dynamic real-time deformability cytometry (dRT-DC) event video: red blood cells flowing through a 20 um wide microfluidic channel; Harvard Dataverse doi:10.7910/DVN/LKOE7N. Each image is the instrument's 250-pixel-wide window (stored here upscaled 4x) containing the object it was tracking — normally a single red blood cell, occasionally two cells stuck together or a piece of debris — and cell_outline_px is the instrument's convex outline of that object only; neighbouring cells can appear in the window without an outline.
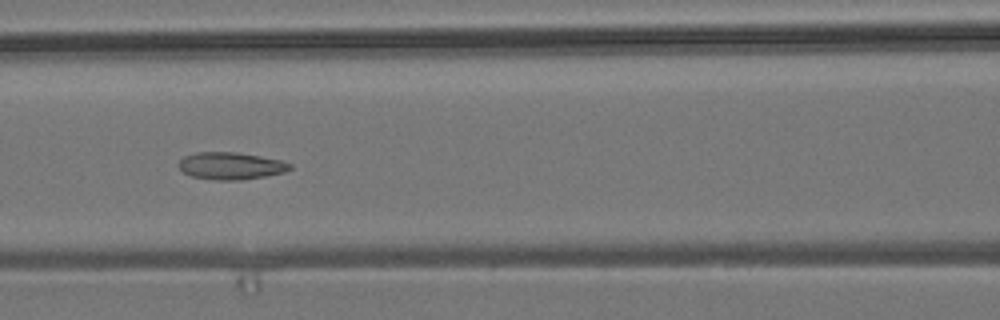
{"species": "common noctule bat (a hibernating species)", "species_latin": "Nyctalus noctula", "temperature_condition": "room temperature", "stored_images_in_passage": 6, "camera_frame_rate_fps": 3000, "um_per_image_px": 0.085, "animal": {"sex": "male", "body_mass_g": 19.2, "forearm_length_mm": 51.8}, "frame": {"image": 1, "passage_image": 5, "time_ms": 5.667, "image_size_px": [1000, 320], "cell_outline_px": [[292, 168], [284, 172], [264, 176], [240, 180], [216, 180], [192, 176], [184, 172], [176, 164], [184, 156], [196, 152], [236, 152], [260, 156], [280, 160], [292, 164]], "centroid_in_image_um": [19.6, 14.09], "position_along_channel_um": 147.0, "area_um2": 17.57}}
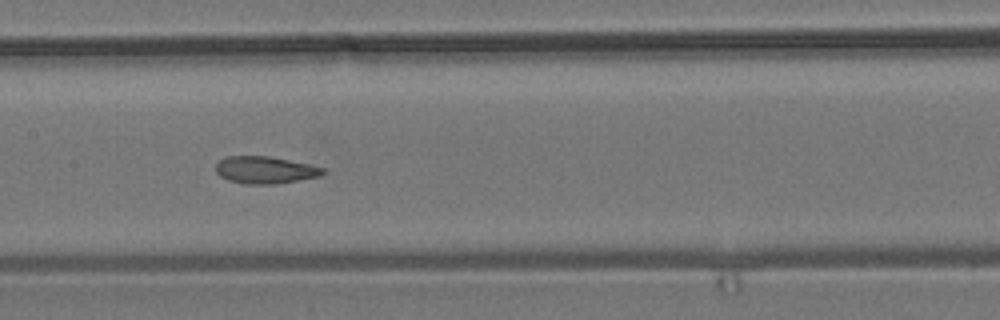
{"frame": {"image": 2, "passage_image": 6, "time_ms": 6.667, "image_size_px": [1000, 320], "cell_outline_px": [[324, 172], [320, 176], [276, 184], [244, 184], [228, 180], [220, 176], [216, 172], [216, 164], [220, 160], [228, 156], [268, 156], [308, 164], [324, 168]], "centroid_in_image_um": [22.5, 14.45], "position_along_channel_um": 184.9, "area_um2": 16.82}}